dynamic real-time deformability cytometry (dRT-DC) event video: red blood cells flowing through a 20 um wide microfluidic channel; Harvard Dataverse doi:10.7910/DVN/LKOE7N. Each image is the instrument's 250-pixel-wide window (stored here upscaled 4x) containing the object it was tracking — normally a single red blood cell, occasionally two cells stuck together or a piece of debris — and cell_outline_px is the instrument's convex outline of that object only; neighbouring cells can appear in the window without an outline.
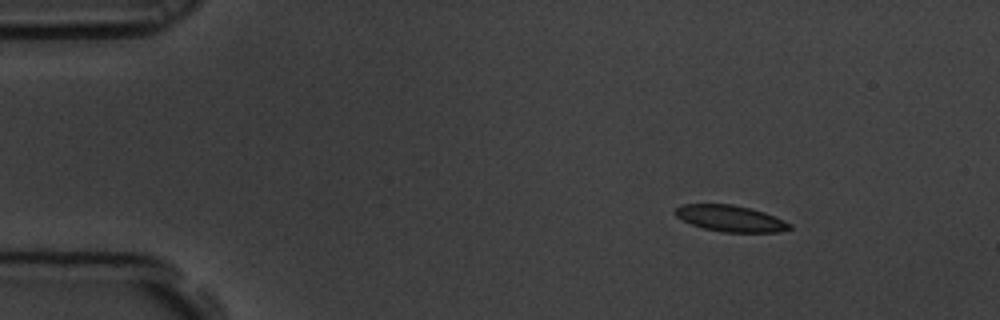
{"species": "common noctule bat (a hibernating species)", "species_latin": "Nyctalus noctula", "temperature_condition": "room temperature", "stored_images_in_passage": 52, "camera_frame_rate_fps": 3000, "um_per_image_px": 0.085, "animal": {"sex": "male", "body_mass_g": 19.5, "forearm_length_mm": 54.6}, "frame": {"image": 1, "passage_image": 1, "time_ms": 0.0, "image_size_px": [1000, 320], "cell_outline_px": [[792, 228], [780, 232], [720, 232], [704, 228], [692, 224], [676, 216], [672, 212], [680, 204], [732, 204], [764, 212], [784, 220], [792, 224]], "centroid_in_image_um": [62.08, 18.57], "position_along_channel_um": 22.9, "area_um2": 17.51}}
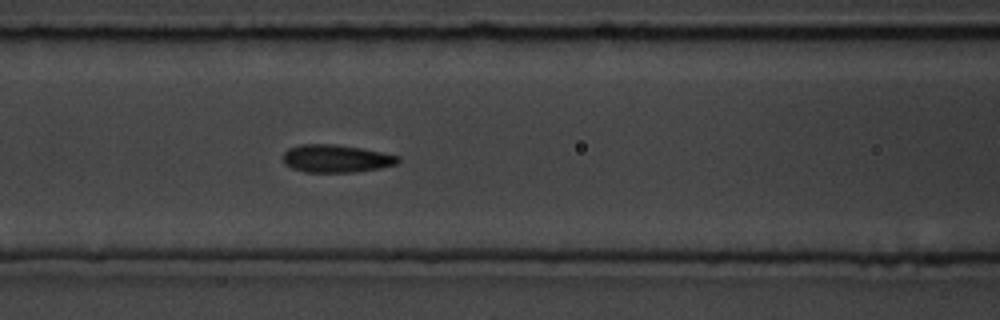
{"frame": {"image": 2, "passage_image": 18, "time_ms": 5.667, "image_size_px": [1000, 320], "cell_outline_px": [[400, 160], [396, 164], [380, 168], [356, 172], [304, 172], [292, 168], [284, 164], [284, 152], [288, 148], [300, 144], [336, 144], [364, 148], [400, 156]], "centroid_in_image_um": [28.58, 13.47], "position_along_channel_um": 138.0, "area_um2": 18.79}}
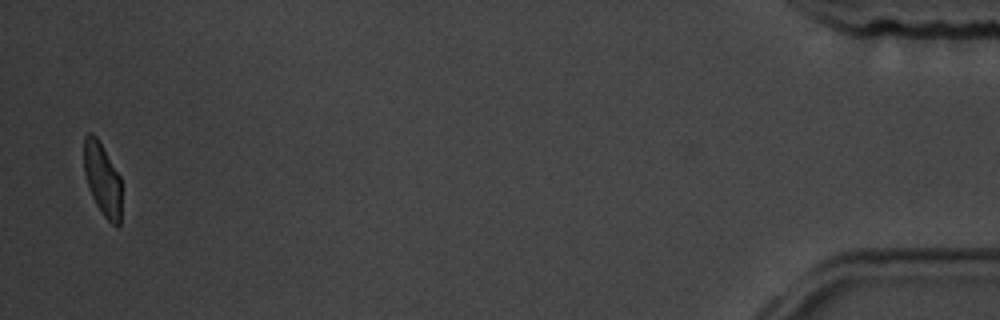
{"frame": {"image": 3, "passage_image": 51, "time_ms": 16.667, "image_size_px": [1000, 320], "cell_outline_px": [[120, 224], [116, 228], [104, 216], [96, 204], [92, 196], [84, 172], [84, 136], [88, 132], [92, 132], [96, 136], [120, 176]], "centroid_in_image_um": [8.69, 15.22], "position_along_channel_um": 426.5, "area_um2": 15.72}, "authors_computed_cell_mechanics": {"area_um2": 18.0336, "velocity_mm_per_s": 3.4361, "shape_relaxation_time_tau1_ms": 2.4159, "shape_relaxation_time_tau2_ms": 1.1076, "deformation_change_tau1": 0.1101, "deformation_change_tau2": 0.0691}}